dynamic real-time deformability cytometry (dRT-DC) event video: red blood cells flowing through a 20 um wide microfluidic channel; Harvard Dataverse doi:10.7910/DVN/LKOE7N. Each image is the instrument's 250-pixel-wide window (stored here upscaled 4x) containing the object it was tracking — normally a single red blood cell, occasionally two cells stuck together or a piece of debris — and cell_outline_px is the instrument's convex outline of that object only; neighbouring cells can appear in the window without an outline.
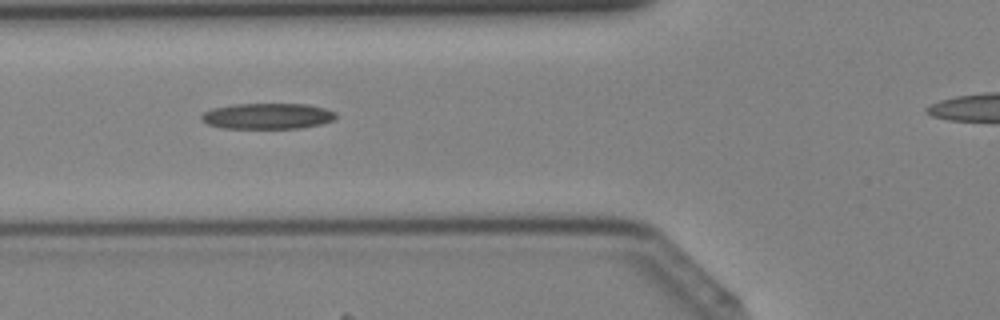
{"species": "Egyptian fruit bat (a non-hibernating species)", "species_latin": "Rousettus aegyptiacus", "temperature_condition": "cold", "stored_images_in_passage": 30, "camera_frame_rate_fps": 3000, "um_per_image_px": 0.085, "animal": {"sex": "female"}, "frame": {"image": 1, "passage_image": 8, "time_ms": 2.333, "image_size_px": [1000, 320], "cell_outline_px": [[336, 120], [320, 124], [300, 128], [220, 128], [208, 124], [200, 116], [204, 112], [212, 108], [232, 104], [308, 104], [324, 108], [336, 112]], "centroid_in_image_um": [22.76, 9.86], "position_along_channel_um": 103.0, "area_um2": 20.29}}
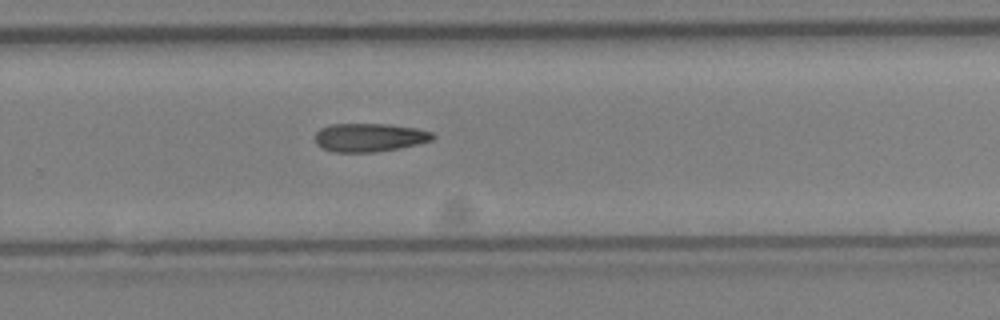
{"frame": {"image": 2, "passage_image": 20, "time_ms": 6.333, "image_size_px": [1000, 320], "cell_outline_px": [[436, 136], [432, 140], [416, 144], [396, 148], [372, 152], [332, 152], [320, 148], [316, 144], [316, 132], [320, 128], [332, 124], [388, 124], [416, 128], [432, 132]], "centroid_in_image_um": [31.37, 11.68], "position_along_channel_um": 298.4, "area_um2": 19.42}}
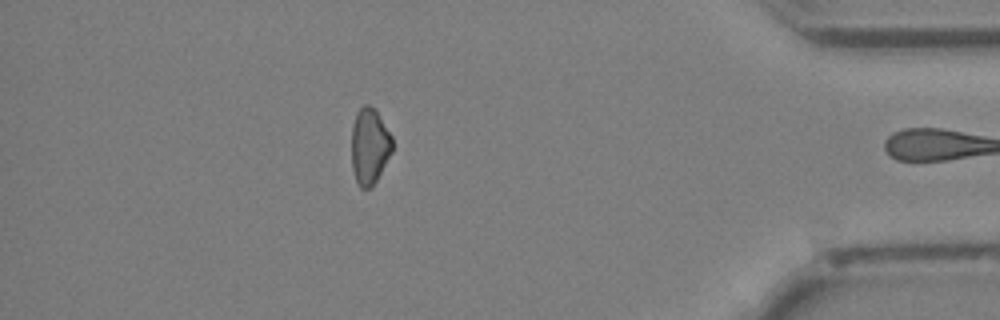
{"frame": {"image": 3, "passage_image": 29, "time_ms": 9.333, "image_size_px": [1000, 320], "cell_outline_px": [[392, 152], [372, 188], [360, 188], [356, 180], [352, 168], [352, 128], [356, 112], [364, 104], [368, 104], [376, 108], [392, 136]], "centroid_in_image_um": [31.42, 12.4], "position_along_channel_um": 403.8, "area_um2": 18.26}}